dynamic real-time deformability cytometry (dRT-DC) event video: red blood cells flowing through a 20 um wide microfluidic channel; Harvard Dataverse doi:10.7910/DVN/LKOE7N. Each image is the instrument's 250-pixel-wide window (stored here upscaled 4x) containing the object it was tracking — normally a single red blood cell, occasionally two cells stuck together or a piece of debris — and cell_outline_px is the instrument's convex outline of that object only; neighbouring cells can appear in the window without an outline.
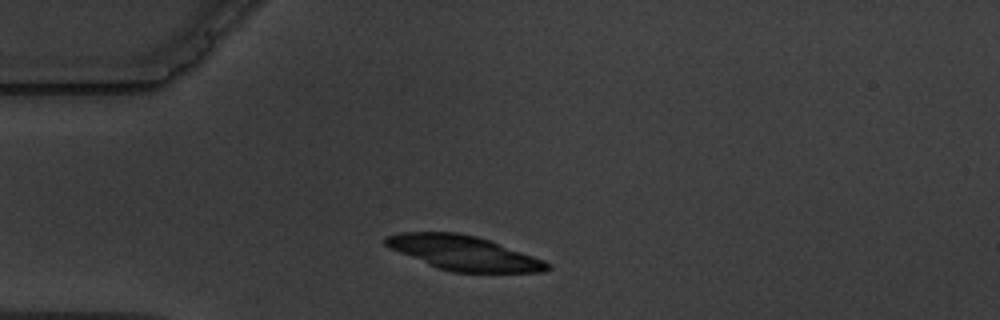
{"species": "common noctule bat (a hibernating species)", "species_latin": "Nyctalus noctula", "temperature_condition": "warm", "stored_images_in_passage": 11, "camera_frame_rate_fps": 3000, "um_per_image_px": 0.085, "animal": {"sex": "male", "body_mass_g": 19.5, "forearm_length_mm": 54.6}, "frame": {"image": 1, "passage_image": 1, "time_ms": 0.0, "image_size_px": [1000, 320], "cell_outline_px": [[552, 268], [544, 272], [452, 272], [440, 268], [400, 252], [384, 244], [384, 236], [400, 232], [456, 232], [476, 236], [488, 240], [544, 260], [552, 264]], "centroid_in_image_um": [39.44, 21.49], "position_along_channel_um": 45.6, "area_um2": 31.96}}